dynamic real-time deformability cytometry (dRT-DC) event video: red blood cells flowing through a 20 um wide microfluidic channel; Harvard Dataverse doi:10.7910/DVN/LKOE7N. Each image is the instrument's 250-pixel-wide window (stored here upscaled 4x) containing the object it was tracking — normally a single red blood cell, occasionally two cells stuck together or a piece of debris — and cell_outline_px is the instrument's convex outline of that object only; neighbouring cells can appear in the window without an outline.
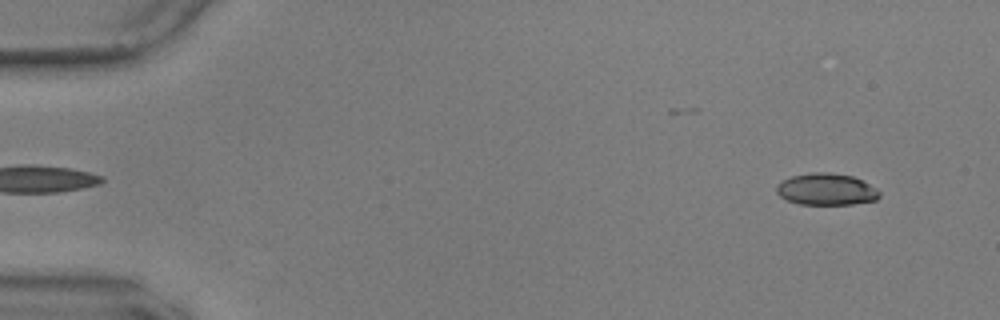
{"species": "common noctule bat (a hibernating species)", "species_latin": "Nyctalus noctula", "temperature_condition": "warm", "stored_images_in_passage": 56, "camera_frame_rate_fps": 3000, "um_per_image_px": 0.085, "animal": {"sex": "male", "body_mass_g": 17.9, "forearm_length_mm": 54.2}, "frame": {"image": 1, "passage_image": 4, "time_ms": 1.0, "image_size_px": [1000, 320], "cell_outline_px": [[880, 196], [876, 200], [852, 204], [800, 204], [788, 200], [780, 196], [776, 192], [776, 184], [792, 176], [812, 172], [828, 172], [852, 176], [876, 188], [880, 192]], "centroid_in_image_um": [70.23, 16.09], "position_along_channel_um": 14.8, "area_um2": 18.9}}
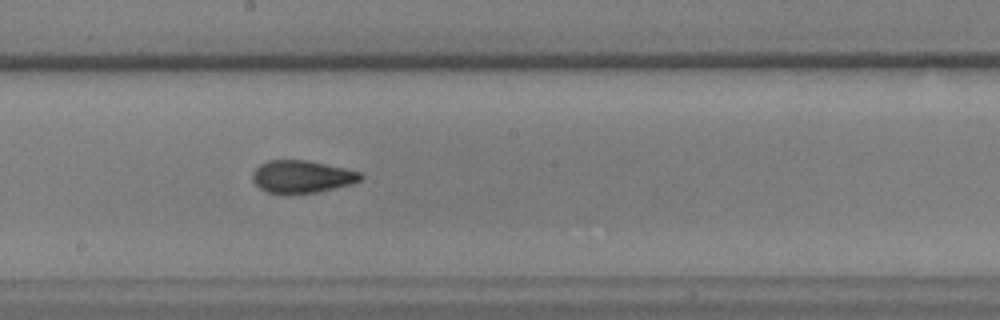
{"frame": {"image": 2, "passage_image": 31, "time_ms": 10.0, "image_size_px": [1000, 320], "cell_outline_px": [[364, 176], [360, 180], [352, 184], [316, 192], [288, 196], [284, 196], [268, 192], [260, 188], [252, 180], [252, 172], [260, 164], [268, 160], [304, 160], [344, 168], [360, 172]], "centroid_in_image_um": [25.62, 15.05], "position_along_channel_um": 222.6, "area_um2": 20.75}}
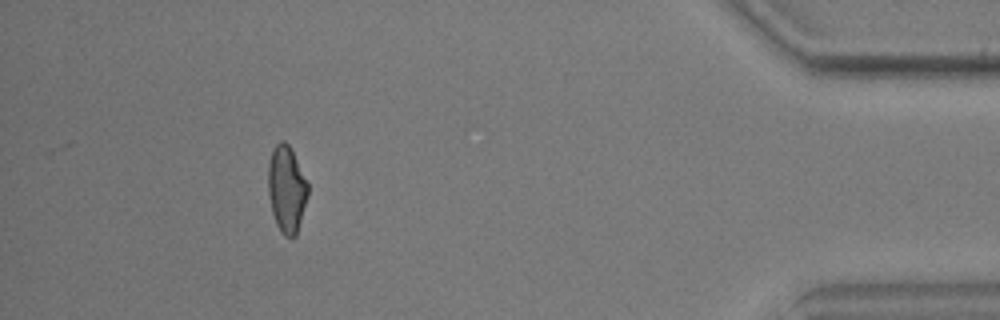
{"frame": {"image": 3, "passage_image": 51, "time_ms": 16.667, "image_size_px": [1000, 320], "cell_outline_px": [[308, 196], [296, 236], [292, 240], [284, 236], [276, 224], [272, 212], [268, 192], [268, 164], [272, 148], [280, 140], [284, 140], [288, 144], [308, 184]], "centroid_in_image_um": [24.35, 16.11], "position_along_channel_um": 410.9, "area_um2": 20.11}, "authors_computed_cell_mechanics": {"area_um2": 20.2878, "velocity_mm_per_s": 3.6098, "shape_relaxation_time_tau1_ms": 7.4974, "shape_relaxation_time_tau2_ms": 1.5435, "deformation_change_tau1": 0.1861, "deformation_change_tau2": 0.0804}}